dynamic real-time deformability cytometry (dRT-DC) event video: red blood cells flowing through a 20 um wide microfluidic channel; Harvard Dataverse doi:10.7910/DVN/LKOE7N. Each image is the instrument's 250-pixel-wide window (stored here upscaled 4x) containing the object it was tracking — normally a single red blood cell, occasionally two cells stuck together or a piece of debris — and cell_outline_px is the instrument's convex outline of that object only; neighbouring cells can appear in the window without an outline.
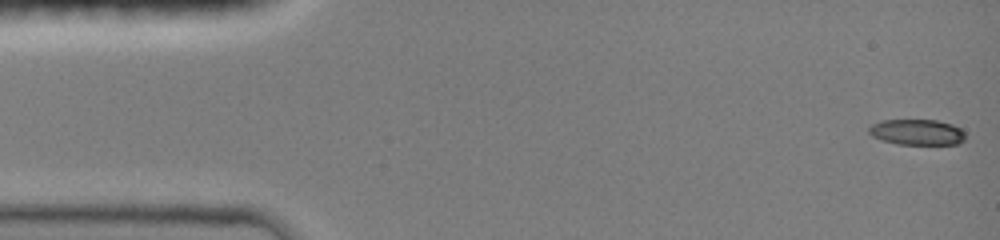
{"species": "common noctule bat (a hibernating species)", "species_latin": "Nyctalus noctula", "temperature_condition": "room temperature", "stored_images_in_passage": 16, "camera_frame_rate_fps": 3000, "um_per_image_px": 0.085, "animal": {"sex": "female", "body_mass_g": 19.0, "forearm_length_mm": 51.5}, "frame": {"image": 1, "passage_image": 1, "time_ms": 0.0, "image_size_px": [1000, 240], "cell_outline_px": [[964, 140], [956, 144], [896, 144], [880, 140], [872, 136], [868, 132], [868, 128], [872, 124], [880, 120], [936, 120], [952, 124], [960, 128], [964, 132]], "centroid_in_image_um": [77.9, 11.23], "position_along_channel_um": 7.1, "area_um2": 14.51}}
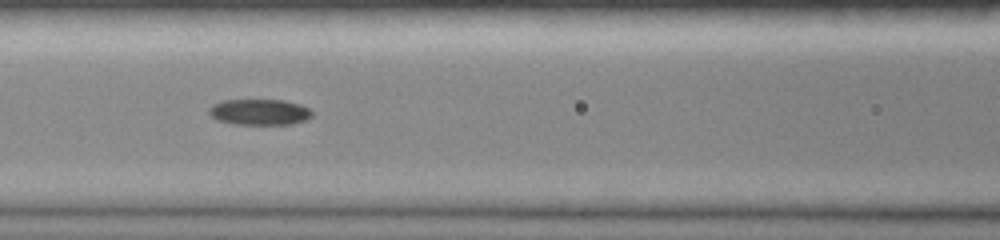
{"frame": {"image": 2, "passage_image": 7, "time_ms": 6.333, "image_size_px": [1000, 240], "cell_outline_px": [[312, 116], [308, 120], [292, 124], [232, 124], [216, 120], [208, 112], [208, 108], [212, 104], [224, 100], [284, 100], [300, 104], [308, 108], [312, 112]], "centroid_in_image_um": [22.05, 9.53], "position_along_channel_um": 144.5, "area_um2": 15.72}}
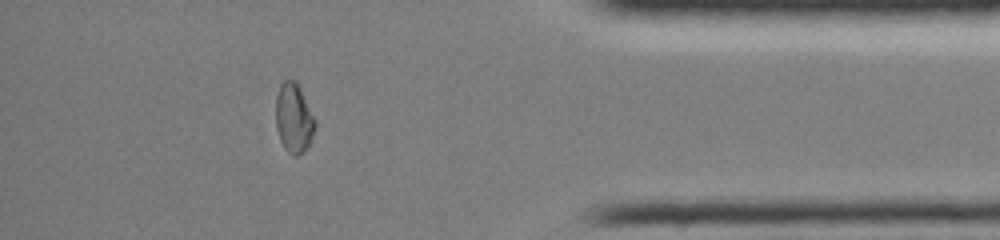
{"frame": {"image": 3, "passage_image": 14, "time_ms": 13.333, "image_size_px": [1000, 240], "cell_outline_px": [[316, 128], [308, 144], [296, 156], [292, 156], [284, 148], [280, 140], [276, 128], [276, 96], [280, 84], [284, 80], [296, 80], [316, 120]], "centroid_in_image_um": [24.96, 10.01], "position_along_channel_um": 410.2, "area_um2": 15.84}, "authors_computed_cell_mechanics": {"area_um2": 15.895, "velocity_mm_per_s": 4.0886, "shape_relaxation_time_tau1_ms": null, "shape_relaxation_time_tau2_ms": 1.1707, "deformation_change_tau1": null, "deformation_change_tau2": 0.0479}}